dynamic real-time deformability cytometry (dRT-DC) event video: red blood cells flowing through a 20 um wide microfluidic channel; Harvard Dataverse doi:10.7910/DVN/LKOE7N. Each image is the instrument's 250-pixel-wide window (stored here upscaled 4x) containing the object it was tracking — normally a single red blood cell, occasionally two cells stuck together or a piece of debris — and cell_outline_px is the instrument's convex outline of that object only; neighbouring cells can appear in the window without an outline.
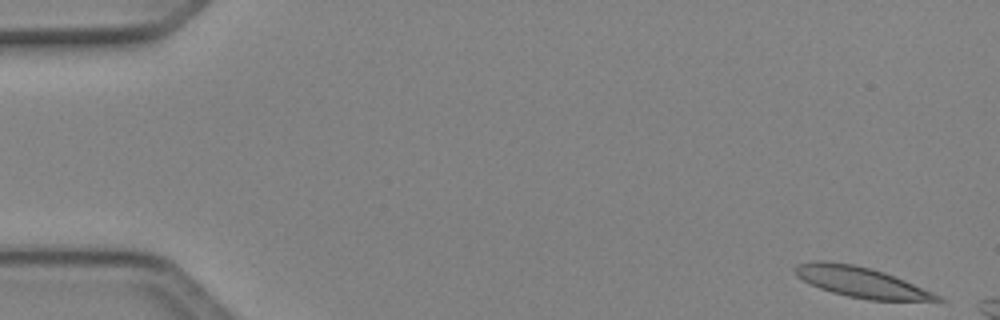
{"species": "Egyptian fruit bat (a non-hibernating species)", "species_latin": "Rousettus aegyptiacus", "temperature_condition": "cold", "stored_images_in_passage": 8, "camera_frame_rate_fps": 3000, "um_per_image_px": 0.085, "animal": {"sex": "female"}, "frame": {"image": 1, "passage_image": 1, "time_ms": 0.0, "image_size_px": [1000, 320], "cell_outline_px": [[944, 300], [868, 300], [848, 296], [832, 292], [820, 288], [796, 276], [792, 268], [796, 264], [816, 260], [824, 260], [852, 264], [872, 268], [884, 272], [904, 280], [932, 292], [940, 296]], "centroid_in_image_um": [73.11, 23.95], "position_along_channel_um": 11.9, "area_um2": 24.91}}